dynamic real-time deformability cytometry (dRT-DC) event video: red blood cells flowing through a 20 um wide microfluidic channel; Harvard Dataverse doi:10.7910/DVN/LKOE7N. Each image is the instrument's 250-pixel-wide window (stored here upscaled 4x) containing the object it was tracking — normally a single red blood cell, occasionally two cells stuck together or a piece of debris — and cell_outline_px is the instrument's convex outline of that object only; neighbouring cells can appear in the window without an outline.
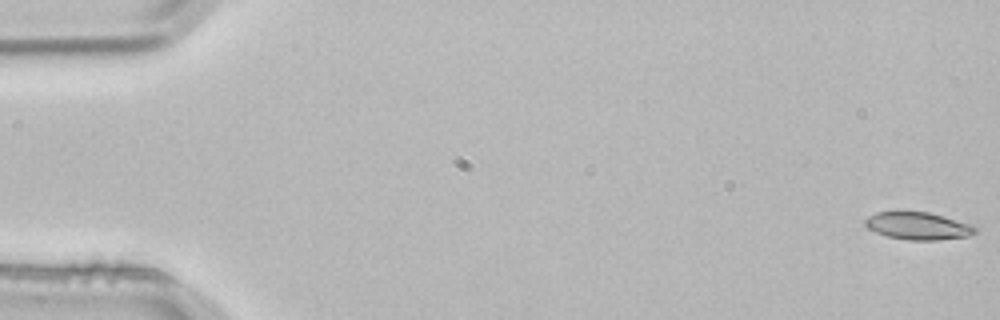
{"species": "common noctule bat (a hibernating species)", "species_latin": "Nyctalus noctula", "temperature_condition": "room temperature", "stored_images_in_passage": 4, "camera_frame_rate_fps": 3000, "um_per_image_px": 0.085, "animal": {"sex": "male", "body_mass_g": 21.5, "forearm_length_mm": 52.0}, "frame": {"image": 1, "passage_image": 1, "time_ms": 0.0, "image_size_px": [1000, 320], "cell_outline_px": [[976, 232], [968, 236], [936, 240], [908, 240], [888, 236], [876, 232], [868, 228], [864, 224], [864, 220], [868, 216], [876, 212], [896, 208], [900, 208], [928, 212], [972, 224], [976, 228]], "centroid_in_image_um": [77.96, 19.14], "position_along_channel_um": 7.0, "area_um2": 18.26}}